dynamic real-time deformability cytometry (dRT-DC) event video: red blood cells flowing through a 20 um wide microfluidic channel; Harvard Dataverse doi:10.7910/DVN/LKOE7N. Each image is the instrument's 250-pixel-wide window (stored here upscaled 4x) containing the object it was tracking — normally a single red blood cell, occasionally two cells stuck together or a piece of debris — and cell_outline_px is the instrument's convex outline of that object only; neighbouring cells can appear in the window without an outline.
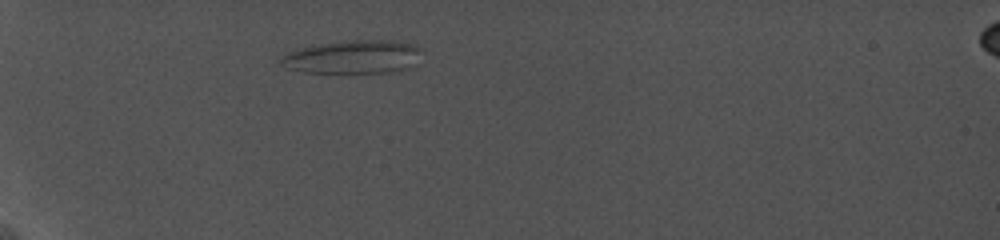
{"species": "common noctule bat (a hibernating species)", "species_latin": "Nyctalus noctula", "temperature_condition": "cold", "stored_images_in_passage": 30, "camera_frame_rate_fps": 5000, "um_per_image_px": 0.085, "animal": {"sex": "female", "body_mass_g": 19.0, "forearm_length_mm": 56.7}, "frame": {"image": 1, "passage_image": 1, "time_ms": 0.0, "image_size_px": [1000, 240], "cell_outline_px": [[424, 48], [420, 64], [400, 72], [304, 72], [288, 68], [280, 64], [276, 60], [280, 56], [296, 48], [340, 40], [396, 40], [412, 44]], "centroid_in_image_um": [30.09, 4.83], "position_along_channel_um": 54.9, "area_um2": 28.38}}
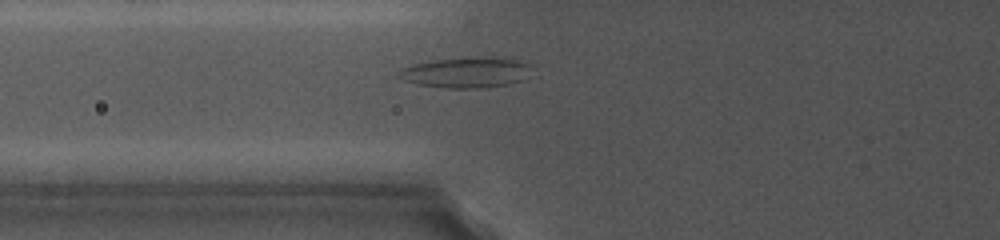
{"frame": {"image": 2, "passage_image": 13, "time_ms": 2.2, "image_size_px": [1000, 240], "cell_outline_px": [[536, 68], [520, 80], [508, 84], [484, 88], [444, 88], [420, 84], [404, 80], [396, 76], [396, 72], [400, 68], [412, 64], [432, 60], [476, 56], [488, 56], [520, 60], [536, 64]], "centroid_in_image_um": [39.67, 6.13], "position_along_channel_um": 86.1, "area_um2": 24.33}}
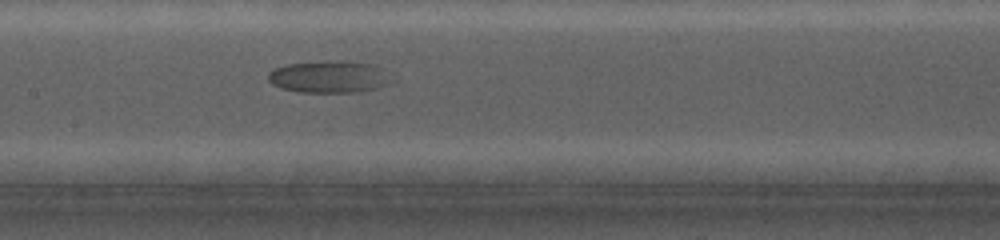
{"frame": {"image": 3, "passage_image": 29, "time_ms": 5.2, "image_size_px": [1000, 240], "cell_outline_px": [[396, 80], [392, 84], [376, 88], [356, 92], [296, 92], [280, 88], [272, 84], [268, 80], [268, 72], [276, 68], [288, 64], [324, 60], [328, 60], [372, 64], [392, 72]], "centroid_in_image_um": [28.06, 6.53], "position_along_channel_um": 179.3, "area_um2": 23.58}}